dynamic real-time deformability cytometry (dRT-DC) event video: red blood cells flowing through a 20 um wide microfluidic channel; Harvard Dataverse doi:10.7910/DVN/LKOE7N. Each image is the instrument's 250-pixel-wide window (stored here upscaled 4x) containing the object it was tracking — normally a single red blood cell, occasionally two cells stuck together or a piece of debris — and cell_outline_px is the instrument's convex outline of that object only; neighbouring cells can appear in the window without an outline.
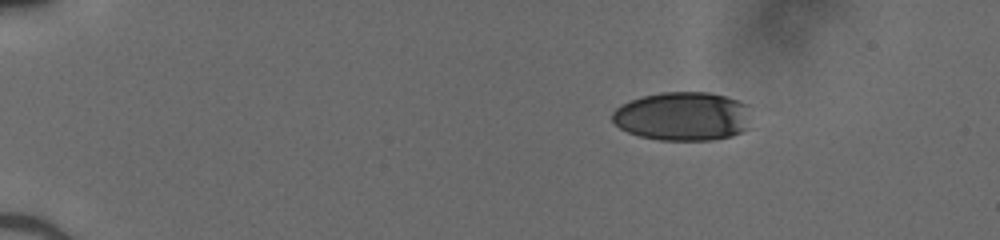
{"species": "human", "species_latin": "Homo sapiens", "temperature_condition": "cold", "stored_images_in_passage": 43, "camera_frame_rate_fps": 3000, "um_per_image_px": 0.085, "donor": {"sex": "male"}, "frame": {"image": 1, "passage_image": 1, "time_ms": 0.0, "image_size_px": [1000, 240], "cell_outline_px": [[748, 104], [744, 128], [740, 132], [732, 136], [712, 140], [660, 140], [640, 136], [628, 132], [620, 128], [612, 120], [612, 112], [620, 104], [644, 96], [660, 92], [712, 92]], "centroid_in_image_um": [57.97, 9.88], "position_along_channel_um": 27.0, "area_um2": 39.13}}
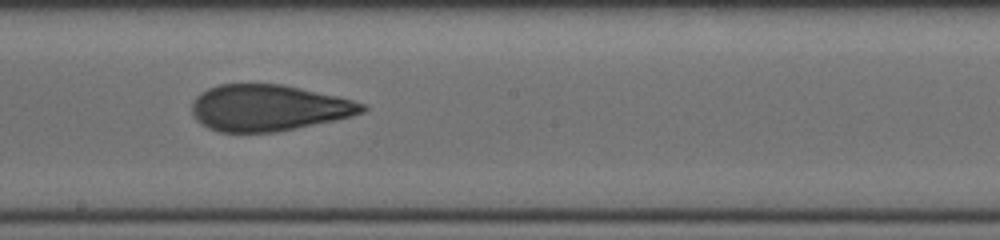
{"frame": {"image": 2, "passage_image": 23, "time_ms": 7.333, "image_size_px": [1000, 240], "cell_outline_px": [[368, 108], [364, 112], [352, 116], [276, 132], [220, 132], [208, 128], [200, 124], [196, 120], [192, 112], [192, 104], [196, 96], [200, 92], [208, 88], [220, 84], [280, 84], [336, 96], [352, 100], [364, 104]], "centroid_in_image_um": [22.78, 9.17], "position_along_channel_um": 225.4, "area_um2": 45.66}}
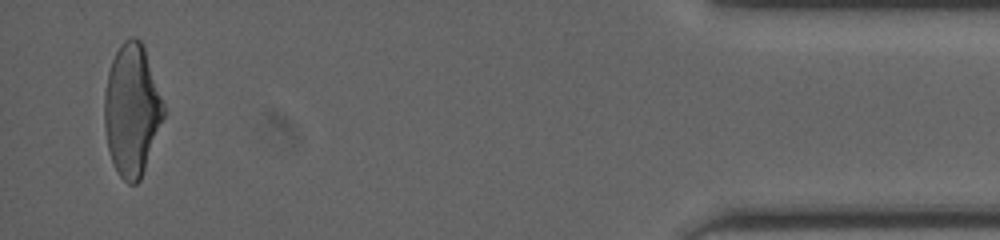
{"frame": {"image": 3, "passage_image": 42, "time_ms": 13.667, "image_size_px": [1000, 240], "cell_outline_px": [[164, 116], [140, 180], [136, 184], [128, 184], [120, 176], [112, 160], [108, 148], [104, 124], [104, 92], [108, 72], [112, 60], [120, 44], [128, 36], [136, 36], [140, 40], [144, 48], [164, 104]], "centroid_in_image_um": [11.19, 9.33], "position_along_channel_um": 424.0, "area_um2": 45.03}}